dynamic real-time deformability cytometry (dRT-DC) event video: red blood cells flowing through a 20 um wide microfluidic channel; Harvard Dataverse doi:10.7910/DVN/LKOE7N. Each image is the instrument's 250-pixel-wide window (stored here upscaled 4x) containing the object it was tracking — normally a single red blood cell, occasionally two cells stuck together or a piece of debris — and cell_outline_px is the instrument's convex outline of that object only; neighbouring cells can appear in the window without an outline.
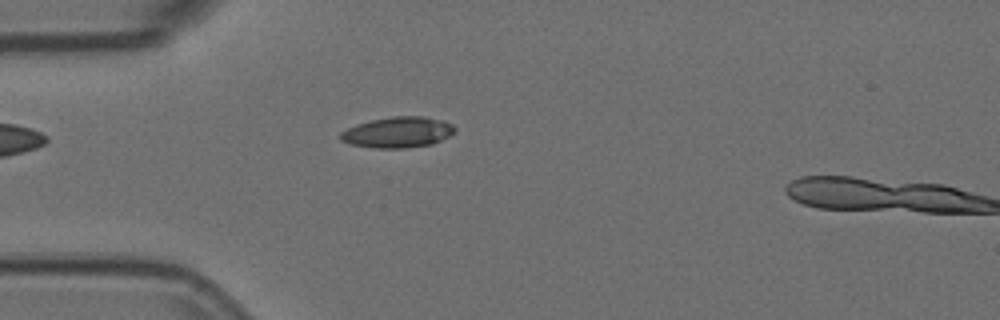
{"species": "Egyptian fruit bat (a non-hibernating species)", "species_latin": "Rousettus aegyptiacus", "temperature_condition": "room temperature", "stored_images_in_passage": 4, "camera_frame_rate_fps": 3000, "um_per_image_px": 0.085, "animal": {"sex": "female"}, "frame": {"image": 1, "passage_image": 3, "time_ms": 0.667, "image_size_px": [1000, 320], "cell_outline_px": [[456, 132], [432, 144], [404, 148], [372, 148], [348, 144], [340, 140], [340, 132], [356, 124], [372, 120], [392, 116], [424, 116], [440, 120], [452, 124], [456, 128]], "centroid_in_image_um": [33.79, 11.25], "position_along_channel_um": 51.2, "area_um2": 20.58}}